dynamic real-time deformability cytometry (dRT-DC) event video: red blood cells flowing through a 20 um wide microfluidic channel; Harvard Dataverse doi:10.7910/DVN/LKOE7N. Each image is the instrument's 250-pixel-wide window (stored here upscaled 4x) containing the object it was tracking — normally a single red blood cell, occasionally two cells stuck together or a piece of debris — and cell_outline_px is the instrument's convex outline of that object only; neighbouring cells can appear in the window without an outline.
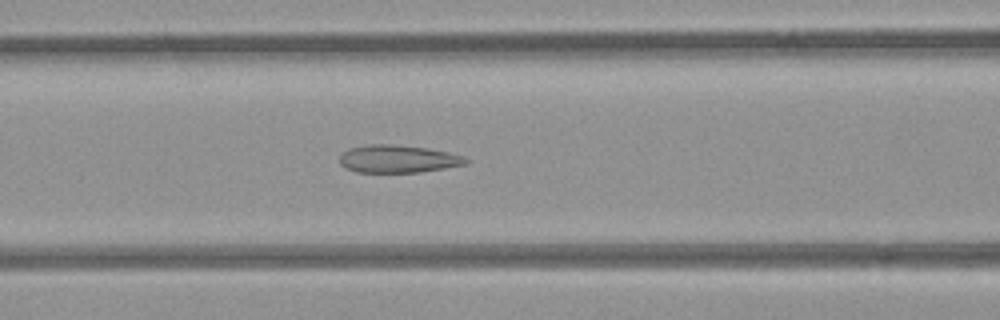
{"species": "common noctule bat (a hibernating species)", "species_latin": "Nyctalus noctula", "temperature_condition": "room temperature", "stored_images_in_passage": 41, "camera_frame_rate_fps": 3000, "um_per_image_px": 0.085, "animal": {"sex": "female", "body_mass_g": 21.9}, "frame": {"image": 1, "passage_image": 9, "time_ms": 2.667, "image_size_px": [1000, 320], "cell_outline_px": [[468, 160], [464, 164], [444, 168], [420, 172], [356, 172], [344, 168], [340, 164], [340, 156], [348, 148], [372, 144], [392, 144], [424, 148], [448, 152], [464, 156]], "centroid_in_image_um": [33.78, 13.51], "position_along_channel_um": 132.8, "area_um2": 20.17}}
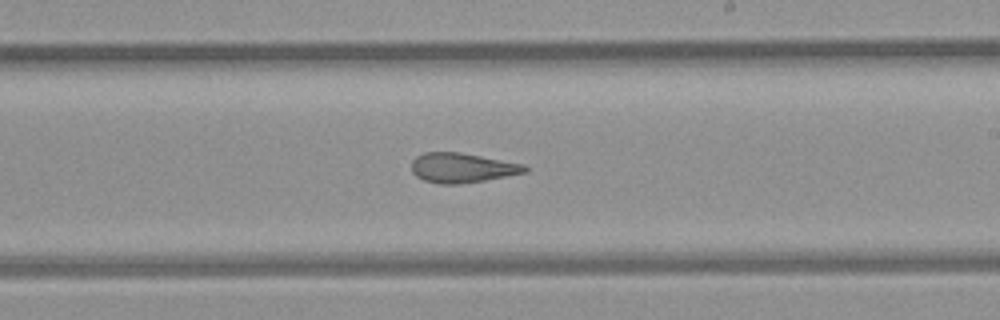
{"frame": {"image": 2, "passage_image": 18, "time_ms": 5.667, "image_size_px": [1000, 320], "cell_outline_px": [[528, 172], [484, 180], [456, 184], [440, 184], [424, 180], [416, 176], [412, 172], [412, 160], [416, 156], [424, 152], [460, 152], [524, 164], [528, 168]], "centroid_in_image_um": [39.27, 14.25], "position_along_channel_um": 249.7, "area_um2": 19.54}}
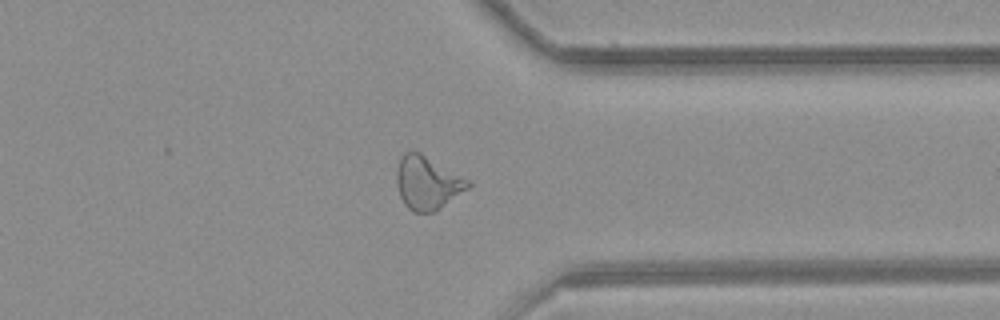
{"frame": {"image": 3, "passage_image": 28, "time_ms": 9.0, "image_size_px": [1000, 320], "cell_outline_px": [[472, 184], [468, 188], [432, 212], [412, 212], [404, 204], [400, 196], [396, 180], [396, 172], [400, 156], [404, 152], [420, 152], [468, 180]], "centroid_in_image_um": [36.27, 15.53], "position_along_channel_um": 375.1, "area_um2": 21.68}, "authors_computed_cell_mechanics": {"area_um2": 21.0392, "velocity_mm_per_s": 3.8985, "shape_relaxation_time_tau1_ms": null, "shape_relaxation_time_tau2_ms": 2.3334, "deformation_change_tau1": null, "deformation_change_tau2": 0.0953}}